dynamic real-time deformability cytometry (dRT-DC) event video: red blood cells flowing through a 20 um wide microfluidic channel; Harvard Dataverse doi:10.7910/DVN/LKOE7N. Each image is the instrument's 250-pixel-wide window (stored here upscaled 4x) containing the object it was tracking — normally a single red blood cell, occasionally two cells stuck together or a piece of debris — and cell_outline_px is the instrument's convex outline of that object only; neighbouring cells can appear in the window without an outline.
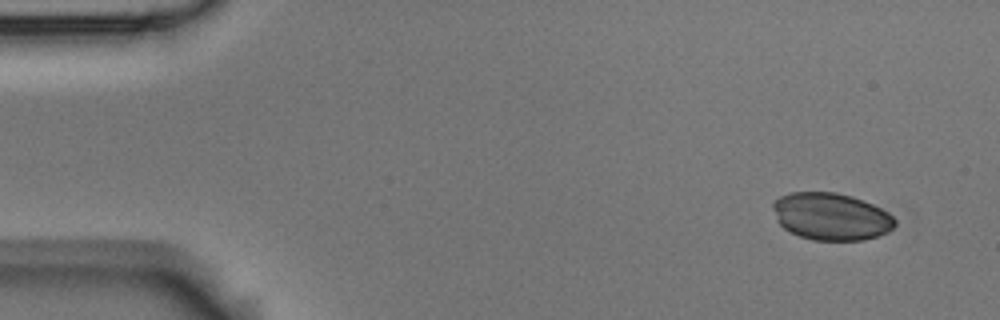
{"species": "Egyptian fruit bat (a non-hibernating species)", "species_latin": "Rousettus aegyptiacus", "temperature_condition": "room temperature", "stored_images_in_passage": 6, "segment_of_instrument_passage": [2, 2], "camera_frame_rate_fps": 3000, "um_per_image_px": 0.085, "animal": {"sex": "male"}, "frame": {"image": 1, "passage_image": 6, "time_ms": 1.667, "image_size_px": [1000, 320], "cell_outline_px": [[896, 224], [888, 232], [864, 240], [812, 240], [788, 232], [776, 220], [772, 208], [772, 204], [780, 196], [788, 192], [836, 192], [852, 196], [864, 200], [888, 212], [896, 220]], "centroid_in_image_um": [70.62, 18.4], "position_along_channel_um": 14.4, "area_um2": 33.81}}